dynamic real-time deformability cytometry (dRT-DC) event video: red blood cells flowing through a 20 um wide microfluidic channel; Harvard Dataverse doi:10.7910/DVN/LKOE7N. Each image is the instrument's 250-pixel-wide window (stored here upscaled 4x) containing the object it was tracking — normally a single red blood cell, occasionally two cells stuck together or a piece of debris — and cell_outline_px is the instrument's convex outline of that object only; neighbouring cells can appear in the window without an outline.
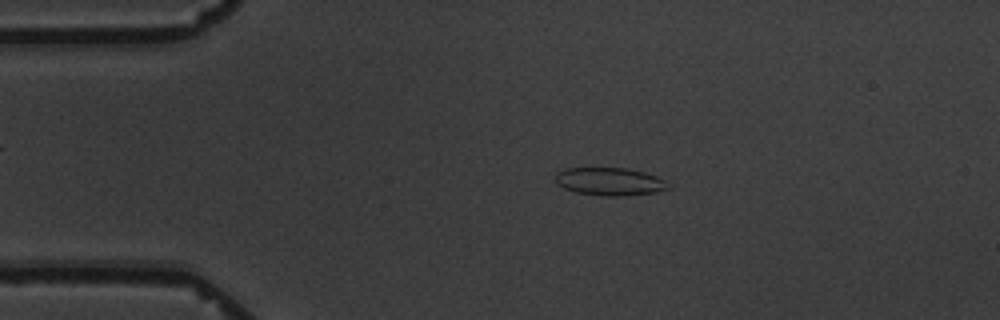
{"species": "common noctule bat (a hibernating species)", "species_latin": "Nyctalus noctula", "temperature_condition": "warm", "stored_images_in_passage": 4, "camera_frame_rate_fps": 3000, "um_per_image_px": 0.085, "animal": {"sex": "male", "body_mass_g": 19.5, "forearm_length_mm": 54.6}, "frame": {"image": 1, "passage_image": 3, "time_ms": 2.333, "image_size_px": [1000, 320], "cell_outline_px": [[672, 188], [656, 192], [624, 196], [604, 196], [576, 192], [564, 188], [556, 184], [556, 172], [564, 168], [628, 168], [644, 172], [656, 176], [664, 180]], "centroid_in_image_um": [51.83, 15.43], "position_along_channel_um": 33.2, "area_um2": 18.44}}